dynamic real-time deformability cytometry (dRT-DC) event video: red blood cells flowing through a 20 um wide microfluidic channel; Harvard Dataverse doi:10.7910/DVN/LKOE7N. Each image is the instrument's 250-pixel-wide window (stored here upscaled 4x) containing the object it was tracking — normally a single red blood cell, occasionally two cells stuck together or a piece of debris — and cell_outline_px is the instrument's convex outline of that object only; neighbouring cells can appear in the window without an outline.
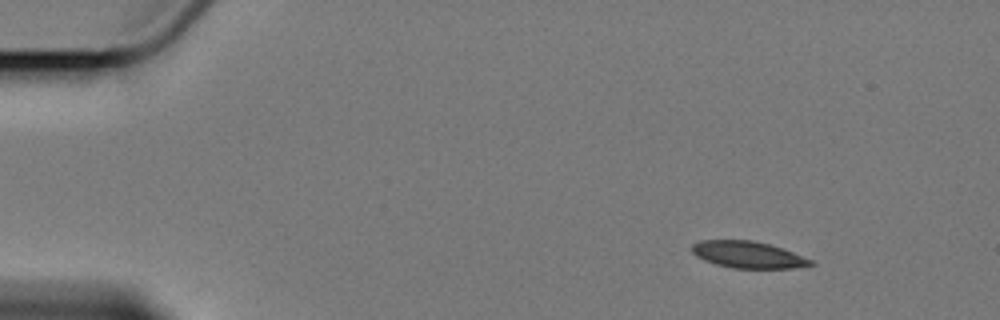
{"species": "Egyptian fruit bat (a non-hibernating species)", "species_latin": "Rousettus aegyptiacus", "temperature_condition": "cold", "stored_images_in_passage": 4, "camera_frame_rate_fps": 3000, "um_per_image_px": 0.085, "animal": {"sex": "female"}, "frame": {"image": 1, "passage_image": 1, "time_ms": 0.0, "image_size_px": [1000, 320], "cell_outline_px": [[816, 264], [792, 268], [732, 268], [716, 264], [704, 260], [696, 256], [692, 252], [692, 244], [700, 240], [752, 240], [768, 244], [792, 252], [812, 260]], "centroid_in_image_um": [63.55, 21.65], "position_along_channel_um": 21.5, "area_um2": 18.32}}
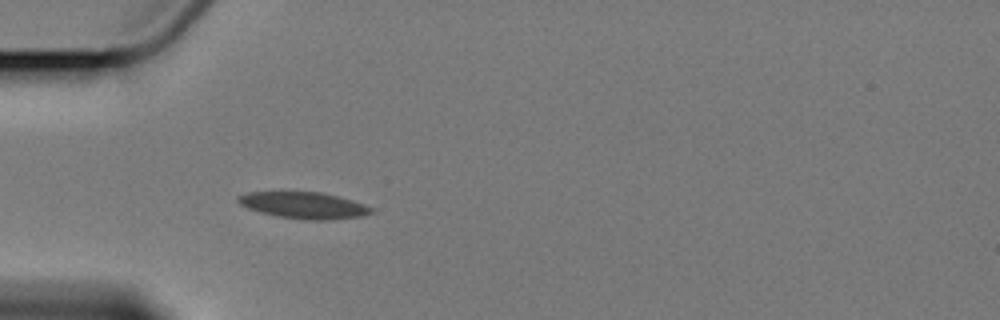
{"frame": {"image": 2, "passage_image": 4, "time_ms": 3.667, "image_size_px": [1000, 320], "cell_outline_px": [[376, 208], [372, 212], [360, 216], [332, 220], [308, 220], [280, 216], [260, 212], [248, 208], [240, 204], [236, 200], [236, 196], [248, 192], [320, 192], [340, 196]], "centroid_in_image_um": [25.84, 17.44], "position_along_channel_um": 59.2, "area_um2": 20.58}}